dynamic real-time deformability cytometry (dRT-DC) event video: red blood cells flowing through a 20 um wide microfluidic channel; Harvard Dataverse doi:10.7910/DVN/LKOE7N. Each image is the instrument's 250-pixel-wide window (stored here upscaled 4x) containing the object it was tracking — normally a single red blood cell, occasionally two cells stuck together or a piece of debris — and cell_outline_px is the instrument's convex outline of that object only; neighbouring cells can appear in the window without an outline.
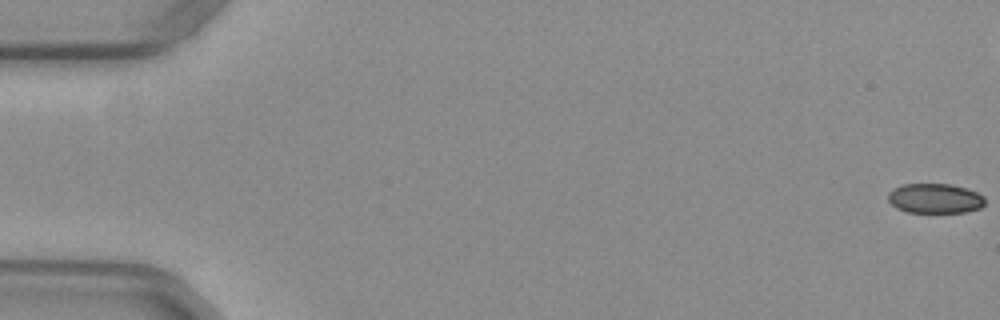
{"species": "common noctule bat (a hibernating species)", "species_latin": "Nyctalus noctula", "temperature_condition": "warm", "stored_images_in_passage": 47, "camera_frame_rate_fps": 3000, "um_per_image_px": 0.085, "animal": {"sex": "female", "body_mass_g": 29.2, "forearm_length_mm": 56.3}, "frame": {"image": 1, "passage_image": 1, "time_ms": 0.0, "image_size_px": [1000, 320], "cell_outline_px": [[984, 204], [980, 208], [964, 212], [908, 212], [896, 208], [888, 200], [888, 192], [892, 188], [904, 184], [952, 184], [968, 188], [984, 196]], "centroid_in_image_um": [79.46, 16.85], "position_along_channel_um": 5.5, "area_um2": 16.88}}
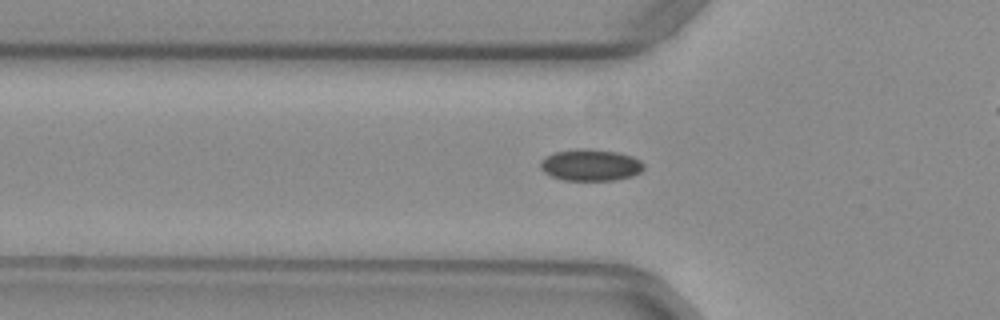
{"frame": {"image": 2, "passage_image": 19, "time_ms": 6.0, "image_size_px": [1000, 320], "cell_outline_px": [[644, 168], [640, 172], [632, 176], [612, 180], [564, 180], [552, 176], [544, 172], [540, 168], [540, 164], [548, 156], [556, 152], [576, 148], [588, 148], [616, 152], [632, 156], [640, 160], [644, 164]], "centroid_in_image_um": [50.22, 14.02], "position_along_channel_um": 75.6, "area_um2": 18.9}}
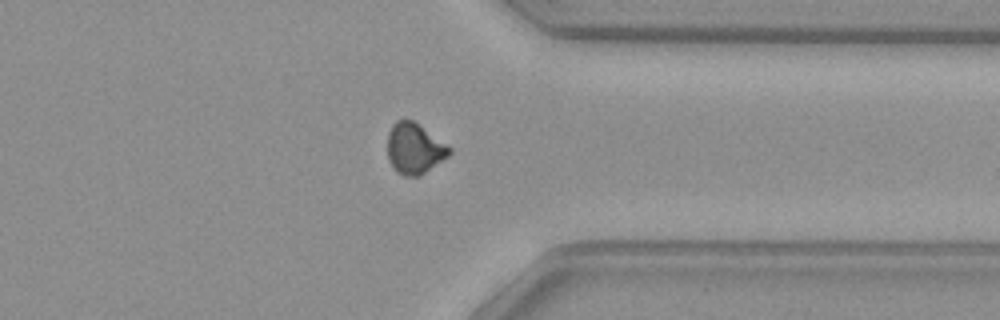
{"frame": {"image": 3, "passage_image": 42, "time_ms": 13.667, "image_size_px": [1000, 320], "cell_outline_px": [[452, 152], [448, 156], [420, 176], [404, 176], [396, 172], [392, 168], [388, 160], [388, 132], [392, 124], [396, 120], [412, 120], [452, 148]], "centroid_in_image_um": [35.21, 12.64], "position_along_channel_um": 376.2, "area_um2": 18.26}}